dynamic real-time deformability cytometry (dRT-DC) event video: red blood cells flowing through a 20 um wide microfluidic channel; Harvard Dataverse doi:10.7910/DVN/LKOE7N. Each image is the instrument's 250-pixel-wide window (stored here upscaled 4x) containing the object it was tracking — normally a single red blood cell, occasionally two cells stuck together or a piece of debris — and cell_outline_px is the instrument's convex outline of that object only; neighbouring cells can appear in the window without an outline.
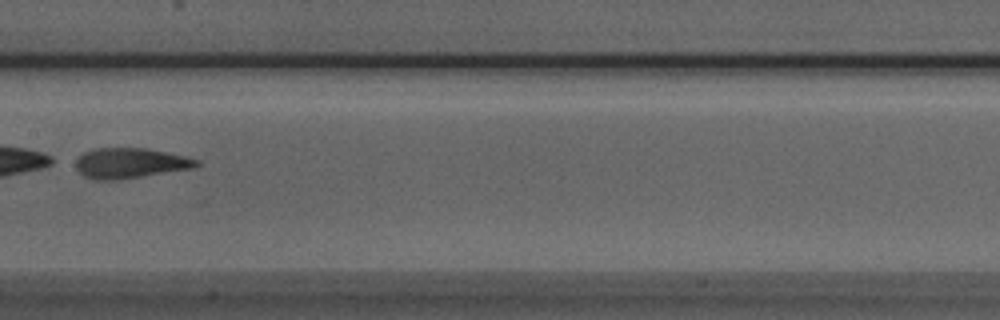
{"species": "Egyptian fruit bat (a non-hibernating species)", "species_latin": "Rousettus aegyptiacus", "temperature_condition": "room temperature", "stored_images_in_passage": 8, "camera_frame_rate_fps": 3000, "um_per_image_px": 0.085, "animal": {"sex": "male"}, "frame": {"image": 1, "passage_image": 7, "time_ms": 2.0, "image_size_px": [1000, 320], "cell_outline_px": [[200, 164], [192, 168], [116, 180], [92, 180], [84, 176], [76, 168], [76, 160], [84, 152], [92, 148], [144, 148], [184, 156], [200, 160]], "centroid_in_image_um": [11.02, 13.86], "position_along_channel_um": 196.4, "area_um2": 21.1}}
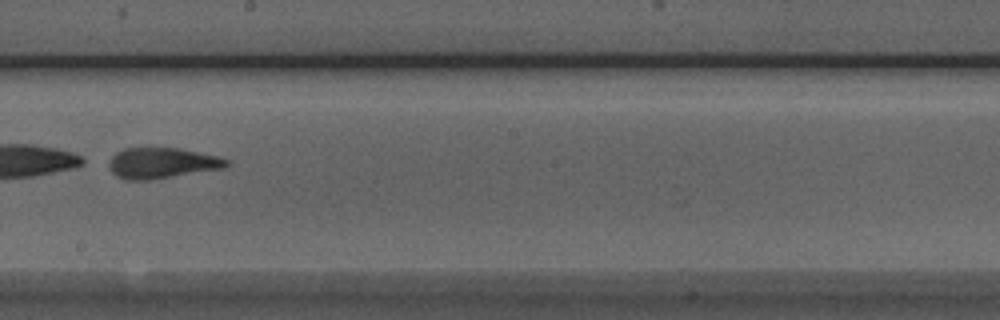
{"frame": {"image": 2, "passage_image": 8, "time_ms": 2.333, "image_size_px": [1000, 320], "cell_outline_px": [[232, 164], [224, 168], [148, 180], [124, 180], [116, 176], [112, 172], [108, 164], [112, 156], [116, 152], [124, 148], [180, 148], [216, 156], [232, 160]], "centroid_in_image_um": [13.78, 13.86], "position_along_channel_um": 234.4, "area_um2": 21.1}}